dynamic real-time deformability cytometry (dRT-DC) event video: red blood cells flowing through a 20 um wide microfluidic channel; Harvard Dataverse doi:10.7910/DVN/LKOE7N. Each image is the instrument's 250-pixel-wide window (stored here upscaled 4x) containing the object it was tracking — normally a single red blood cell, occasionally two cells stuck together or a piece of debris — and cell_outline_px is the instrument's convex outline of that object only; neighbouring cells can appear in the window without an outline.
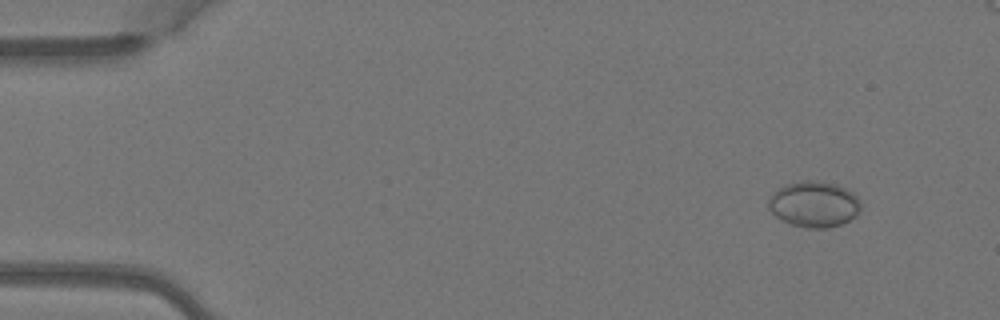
{"species": "Egyptian fruit bat (a non-hibernating species)", "species_latin": "Rousettus aegyptiacus", "temperature_condition": "warm", "stored_images_in_passage": 5, "camera_frame_rate_fps": 3000, "um_per_image_px": 0.085, "animal": {"sex": "female"}, "frame": {"image": 1, "passage_image": 2, "time_ms": 0.333, "image_size_px": [1000, 320], "cell_outline_px": [[860, 212], [856, 216], [840, 224], [828, 228], [808, 228], [792, 224], [780, 220], [768, 208], [768, 200], [780, 188], [788, 184], [804, 180], [820, 180], [836, 184], [852, 192], [860, 200]], "centroid_in_image_um": [69.21, 17.36], "position_along_channel_um": 15.8, "area_um2": 24.57}}